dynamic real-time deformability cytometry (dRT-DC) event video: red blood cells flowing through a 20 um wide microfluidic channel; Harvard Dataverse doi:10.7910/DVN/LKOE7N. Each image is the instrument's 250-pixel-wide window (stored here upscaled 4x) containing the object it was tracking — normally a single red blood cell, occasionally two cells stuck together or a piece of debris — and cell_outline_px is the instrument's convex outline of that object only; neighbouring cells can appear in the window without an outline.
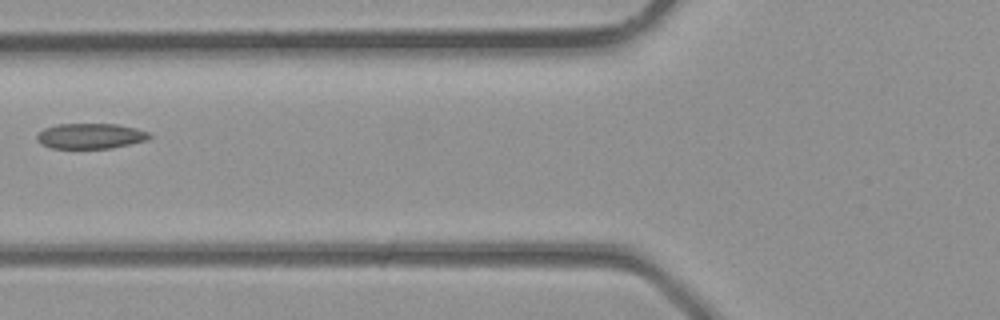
{"species": "common noctule bat (a hibernating species)", "species_latin": "Nyctalus noctula", "temperature_condition": "room temperature", "stored_images_in_passage": 2, "camera_frame_rate_fps": 3000, "um_per_image_px": 0.085, "animal": {"sex": "male", "body_mass_g": 23.1, "forearm_length_mm": 52.7}, "frame": {"image": 1, "passage_image": 2, "time_ms": 0.333, "image_size_px": [1000, 320], "cell_outline_px": [[152, 136], [148, 140], [112, 148], [52, 148], [40, 144], [36, 140], [36, 136], [44, 128], [56, 124], [116, 124], [136, 128], [148, 132]], "centroid_in_image_um": [7.68, 11.56], "position_along_channel_um": 118.1, "area_um2": 16.7}}